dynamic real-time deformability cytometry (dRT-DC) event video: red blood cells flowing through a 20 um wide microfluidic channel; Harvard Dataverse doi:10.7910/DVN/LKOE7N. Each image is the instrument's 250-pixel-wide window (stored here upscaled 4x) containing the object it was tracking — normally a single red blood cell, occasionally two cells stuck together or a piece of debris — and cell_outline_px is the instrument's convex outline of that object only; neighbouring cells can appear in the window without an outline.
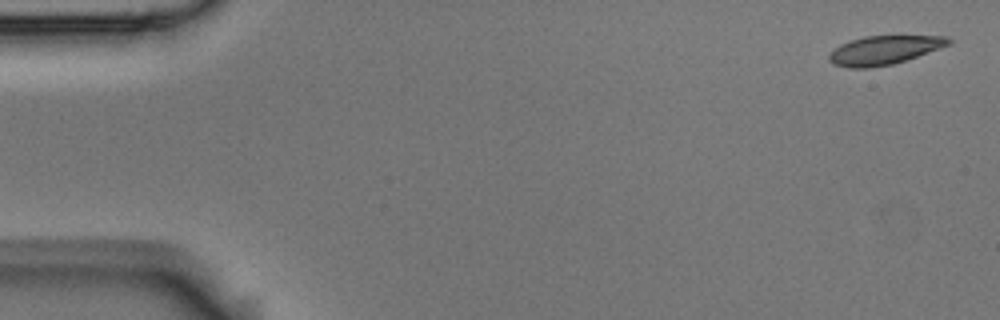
{"species": "Egyptian fruit bat (a non-hibernating species)", "species_latin": "Rousettus aegyptiacus", "temperature_condition": "room temperature", "stored_images_in_passage": 4, "camera_frame_rate_fps": 3000, "um_per_image_px": 0.085, "animal": {"sex": "male"}, "frame": {"image": 1, "passage_image": 1, "time_ms": 0.0, "image_size_px": [1000, 320], "cell_outline_px": [[952, 44], [892, 64], [868, 68], [848, 68], [832, 64], [828, 60], [828, 56], [840, 44], [864, 36], [896, 32], [948, 36], [952, 40]], "centroid_in_image_um": [75.24, 4.18], "position_along_channel_um": 9.8, "area_um2": 21.1}}
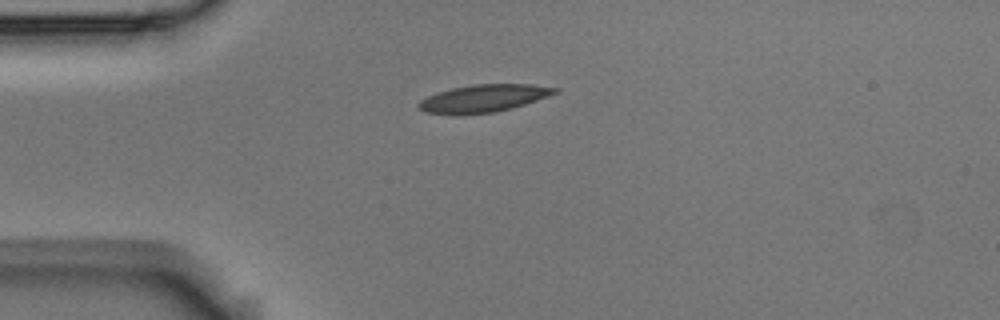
{"frame": {"image": 2, "passage_image": 4, "time_ms": 1.0, "image_size_px": [1000, 320], "cell_outline_px": [[560, 88], [556, 92], [548, 96], [512, 108], [496, 112], [424, 112], [416, 104], [420, 100], [436, 92], [452, 88], [476, 84], [528, 84]], "centroid_in_image_um": [41.14, 8.32], "position_along_channel_um": 43.9, "area_um2": 20.98}}